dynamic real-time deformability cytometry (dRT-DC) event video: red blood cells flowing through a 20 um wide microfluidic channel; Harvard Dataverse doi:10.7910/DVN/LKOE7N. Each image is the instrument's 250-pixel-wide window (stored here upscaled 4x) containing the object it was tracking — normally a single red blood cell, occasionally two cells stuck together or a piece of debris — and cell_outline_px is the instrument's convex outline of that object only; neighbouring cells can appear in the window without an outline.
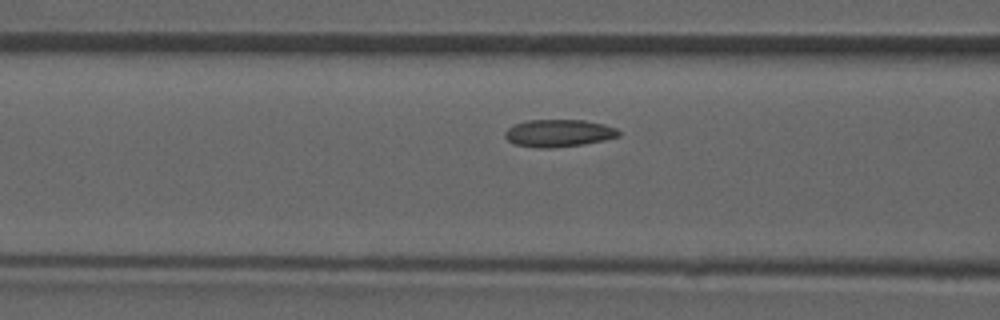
{"species": "common noctule bat (a hibernating species)", "species_latin": "Nyctalus noctula", "temperature_condition": "room temperature", "stored_images_in_passage": 5, "camera_frame_rate_fps": 3000, "um_per_image_px": 0.085, "animal": {"sex": "male", "forearm_length_mm": 52.5}, "frame": {"image": 1, "passage_image": 5, "time_ms": 4.667, "image_size_px": [1000, 320], "cell_outline_px": [[620, 136], [604, 140], [584, 144], [552, 148], [536, 148], [516, 144], [508, 140], [504, 136], [504, 132], [508, 128], [516, 124], [528, 120], [584, 120], [604, 124], [616, 128], [620, 132]], "centroid_in_image_um": [47.5, 11.32], "position_along_channel_um": 119.1, "area_um2": 18.15}}